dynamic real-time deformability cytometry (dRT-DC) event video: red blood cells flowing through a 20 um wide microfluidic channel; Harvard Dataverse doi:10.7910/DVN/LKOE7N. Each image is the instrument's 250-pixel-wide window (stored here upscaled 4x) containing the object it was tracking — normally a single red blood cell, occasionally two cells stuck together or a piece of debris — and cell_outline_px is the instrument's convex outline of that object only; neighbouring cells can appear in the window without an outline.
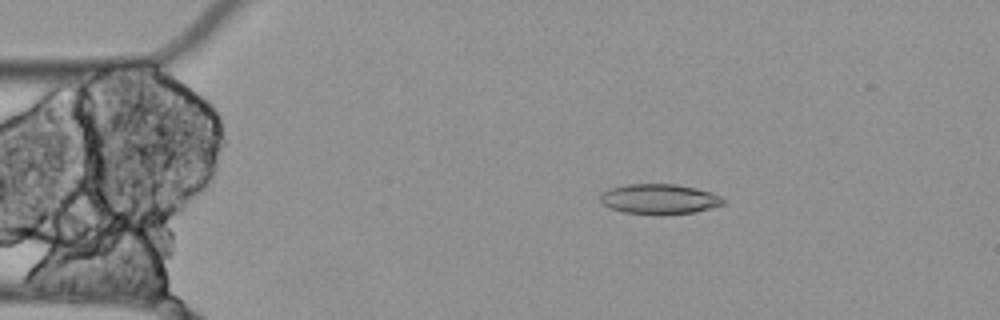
{"species": "Egyptian fruit bat (a non-hibernating species)", "species_latin": "Rousettus aegyptiacus", "temperature_condition": "cold", "stored_images_in_passage": 8, "camera_frame_rate_fps": 3000, "um_per_image_px": 0.085, "animal": {"sex": "female"}, "frame": {"image": 1, "passage_image": 2, "time_ms": 0.333, "image_size_px": [1000, 320], "cell_outline_px": [[724, 204], [712, 208], [692, 212], [660, 216], [652, 216], [624, 212], [612, 208], [604, 204], [600, 200], [600, 192], [608, 188], [628, 184], [676, 184], [696, 188], [720, 196], [724, 200]], "centroid_in_image_um": [56.01, 16.93], "position_along_channel_um": 29.0, "area_um2": 21.85}}
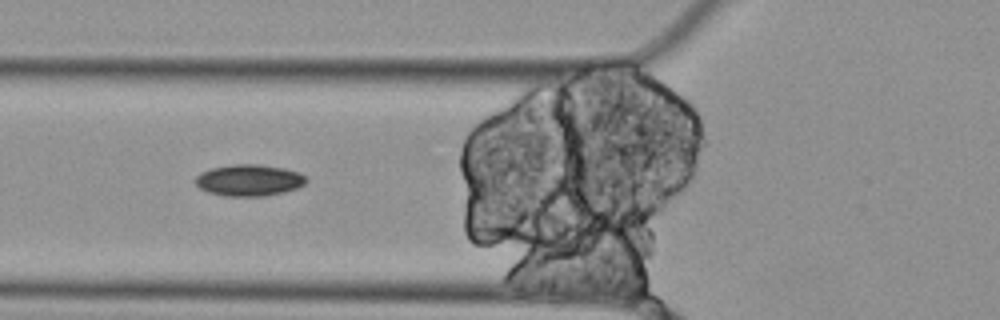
{"frame": {"image": 2, "passage_image": 5, "time_ms": 1.333, "image_size_px": [1000, 320], "cell_outline_px": [[308, 180], [304, 184], [296, 188], [284, 192], [264, 196], [224, 196], [208, 192], [200, 188], [196, 184], [196, 176], [200, 172], [212, 168], [232, 164], [260, 164], [284, 168], [300, 172]], "centroid_in_image_um": [21.17, 15.31], "position_along_channel_um": 104.6, "area_um2": 20.4}}
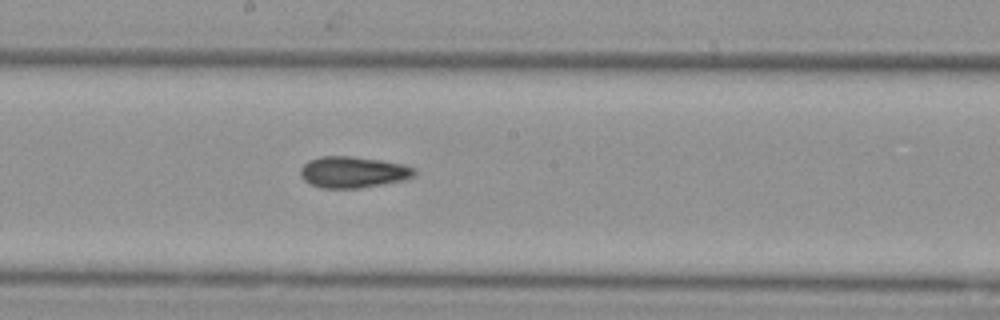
{"frame": {"image": 3, "passage_image": 8, "time_ms": 2.333, "image_size_px": [1000, 320], "cell_outline_px": [[416, 176], [404, 180], [360, 188], [320, 188], [308, 184], [300, 176], [300, 168], [308, 160], [320, 156], [352, 156], [380, 160], [404, 164], [416, 168]], "centroid_in_image_um": [30.0, 14.63], "position_along_channel_um": 218.2, "area_um2": 21.1}}